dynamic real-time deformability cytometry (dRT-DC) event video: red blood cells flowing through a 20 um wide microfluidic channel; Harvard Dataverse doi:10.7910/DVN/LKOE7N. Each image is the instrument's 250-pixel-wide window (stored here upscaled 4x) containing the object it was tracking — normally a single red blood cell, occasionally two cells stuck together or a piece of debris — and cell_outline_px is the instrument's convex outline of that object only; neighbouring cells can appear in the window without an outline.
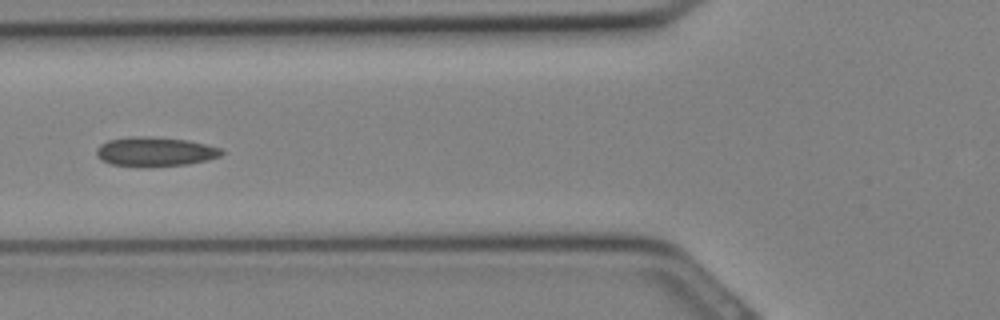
{"species": "Egyptian fruit bat (a non-hibernating species)", "species_latin": "Rousettus aegyptiacus", "temperature_condition": "cold", "stored_images_in_passage": 14, "camera_frame_rate_fps": 3000, "um_per_image_px": 0.085, "animal": {"sex": "female"}, "frame": {"image": 1, "passage_image": 5, "time_ms": 1.333, "image_size_px": [1000, 320], "cell_outline_px": [[224, 152], [220, 156], [208, 160], [188, 164], [112, 164], [100, 160], [96, 156], [96, 148], [100, 144], [108, 140], [128, 136], [140, 136], [188, 140], [220, 148]], "centroid_in_image_um": [13.16, 12.85], "position_along_channel_um": 112.6, "area_um2": 20.58}}
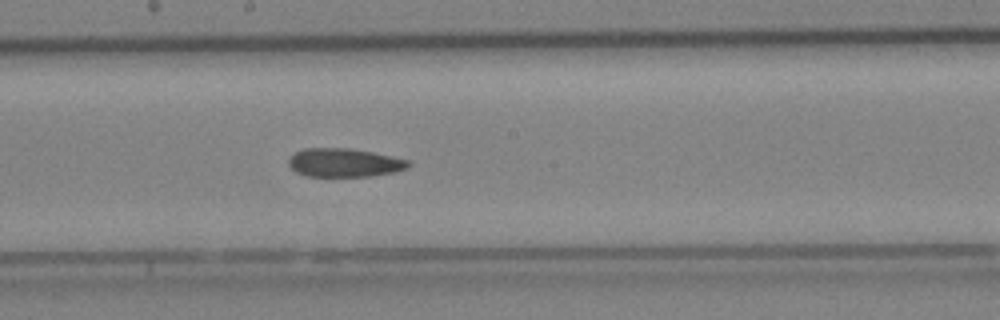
{"frame": {"image": 2, "passage_image": 10, "time_ms": 3.0, "image_size_px": [1000, 320], "cell_outline_px": [[412, 164], [408, 168], [396, 172], [372, 176], [308, 176], [296, 172], [288, 164], [288, 156], [304, 148], [348, 148], [372, 152], [392, 156], [408, 160]], "centroid_in_image_um": [29.27, 13.82], "position_along_channel_um": 218.9, "area_um2": 20.06}}
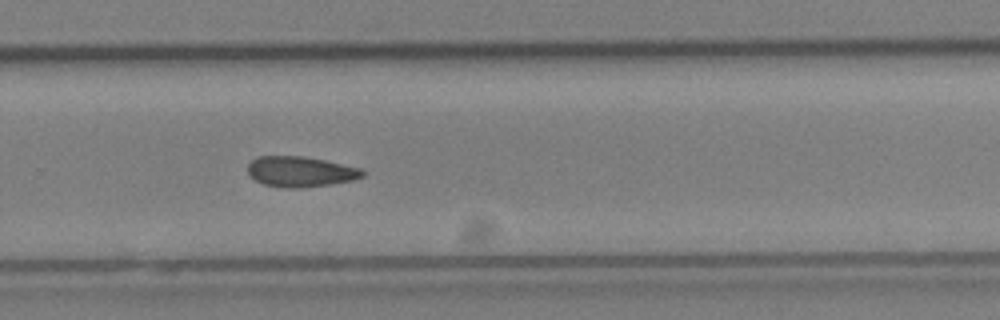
{"frame": {"image": 3, "passage_image": 14, "time_ms": 4.333, "image_size_px": [1000, 320], "cell_outline_px": [[364, 176], [352, 180], [328, 184], [300, 188], [284, 188], [264, 184], [256, 180], [248, 172], [248, 164], [256, 156], [304, 156], [364, 168]], "centroid_in_image_um": [25.55, 14.58], "position_along_channel_um": 304.2, "area_um2": 20.35}}